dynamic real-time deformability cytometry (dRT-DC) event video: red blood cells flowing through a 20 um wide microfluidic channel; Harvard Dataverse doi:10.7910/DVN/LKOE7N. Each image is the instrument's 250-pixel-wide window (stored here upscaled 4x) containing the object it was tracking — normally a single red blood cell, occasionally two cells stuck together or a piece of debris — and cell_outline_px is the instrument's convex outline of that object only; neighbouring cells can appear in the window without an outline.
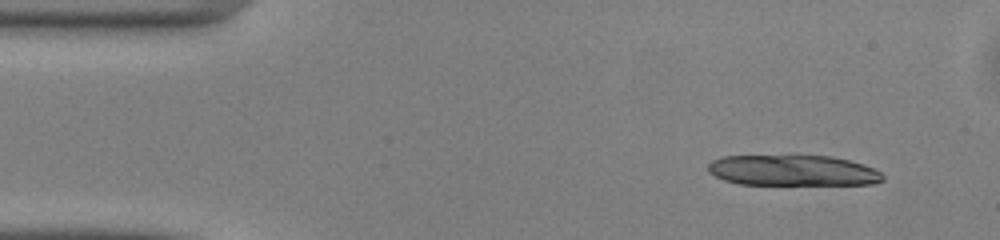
{"species": "common noctule bat (a hibernating species)", "species_latin": "Nyctalus noctula", "temperature_condition": "warm", "stored_images_in_passage": 48, "camera_frame_rate_fps": 3000, "um_per_image_px": 0.085, "animal": {"sex": "male", "body_mass_g": 13.0, "forearm_length_mm": 53.1}, "frame": {"image": 1, "passage_image": 4, "time_ms": 1.0, "image_size_px": [1000, 240], "cell_outline_px": [[884, 180], [872, 184], [740, 184], [724, 180], [708, 172], [708, 164], [712, 160], [720, 156], [832, 156], [864, 164], [880, 172], [884, 176]], "centroid_in_image_um": [67.38, 14.49], "position_along_channel_um": 17.6, "area_um2": 31.15}}
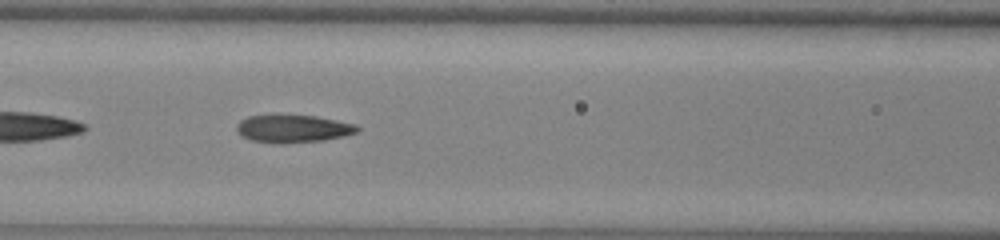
{"frame": {"image": 2, "passage_image": 20, "time_ms": 6.333, "image_size_px": [1000, 240], "cell_outline_px": [[360, 128], [356, 132], [344, 136], [324, 140], [284, 144], [280, 144], [252, 140], [244, 136], [236, 128], [236, 124], [240, 120], [248, 116], [316, 116], [356, 124]], "centroid_in_image_um": [24.94, 10.95], "position_along_channel_um": 141.7, "area_um2": 19.19}}
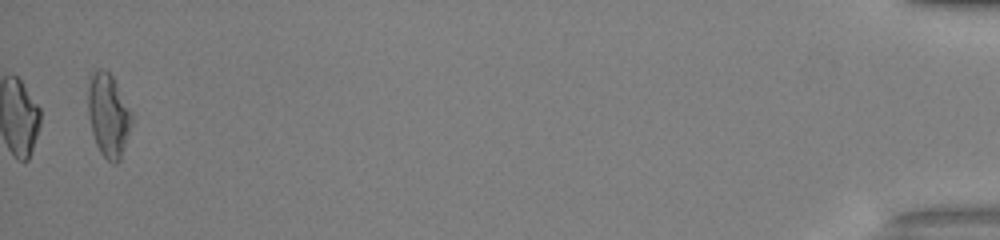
{"frame": {"image": 3, "passage_image": 48, "time_ms": 15.667, "image_size_px": [1000, 240], "cell_outline_px": [[132, 124], [120, 160], [116, 164], [112, 164], [100, 152], [96, 144], [92, 132], [88, 116], [88, 88], [92, 72], [96, 68], [104, 68], [112, 76], [132, 116]], "centroid_in_image_um": [9.19, 9.81], "position_along_channel_um": 426.0, "area_um2": 20.98}, "authors_computed_cell_mechanics": {"area_um2": 19.652, "velocity_mm_per_s": 4.1265, "shape_relaxation_time_tau1_ms": 4.3508, "shape_relaxation_time_tau2_ms": 2.5161, "deformation_change_tau1": 0.1718, "deformation_change_tau2": 0.1208}}